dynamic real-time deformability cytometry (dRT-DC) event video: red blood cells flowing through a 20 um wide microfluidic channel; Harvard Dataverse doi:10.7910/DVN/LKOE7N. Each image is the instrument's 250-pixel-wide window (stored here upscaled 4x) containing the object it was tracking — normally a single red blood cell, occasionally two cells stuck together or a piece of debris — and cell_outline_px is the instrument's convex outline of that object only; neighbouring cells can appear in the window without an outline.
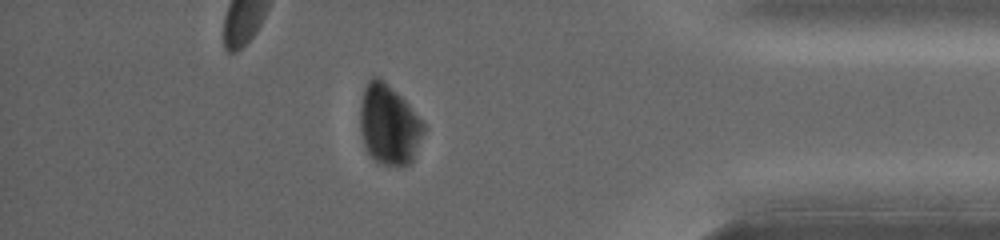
{"species": "common noctule bat (a hibernating species)", "species_latin": "Nyctalus noctula", "temperature_condition": "warm", "stored_images_in_passage": 59, "camera_frame_rate_fps": 5000, "um_per_image_px": 0.085, "animal": {"sex": "female", "body_mass_g": 19.0, "forearm_length_mm": 53.3}, "frame": {"image": 1, "passage_image": 43, "time_ms": 8.4, "image_size_px": [1000, 240], "cell_outline_px": [[428, 128], [412, 164], [396, 168], [384, 164], [376, 160], [364, 148], [360, 132], [360, 104], [364, 88], [368, 80], [372, 76], [380, 76], [408, 104]], "centroid_in_image_um": [33.09, 10.64], "position_along_channel_um": 402.1, "area_um2": 30.4}}